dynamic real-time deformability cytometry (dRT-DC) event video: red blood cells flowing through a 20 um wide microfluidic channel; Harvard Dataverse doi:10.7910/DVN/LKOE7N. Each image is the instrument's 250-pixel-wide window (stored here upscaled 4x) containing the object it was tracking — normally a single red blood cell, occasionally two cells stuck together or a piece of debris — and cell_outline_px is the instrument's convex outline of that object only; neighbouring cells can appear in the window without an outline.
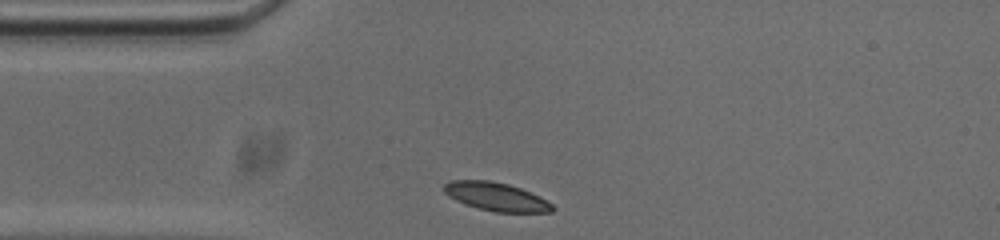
{"species": "common noctule bat (a hibernating species)", "species_latin": "Nyctalus noctula", "temperature_condition": "cold", "stored_images_in_passage": 30, "camera_frame_rate_fps": 3000, "um_per_image_px": 0.085, "animal": {"sex": "male", "body_mass_g": 20.0, "forearm_length_mm": 53.3}, "frame": {"image": 1, "passage_image": 1, "time_ms": 0.0, "image_size_px": [1000, 240], "cell_outline_px": [[556, 208], [552, 212], [496, 212], [464, 204], [448, 196], [444, 192], [444, 184], [448, 180], [488, 180], [508, 184], [520, 188], [540, 196], [552, 204]], "centroid_in_image_um": [42.17, 16.71], "position_along_channel_um": 42.8, "area_um2": 17.92}}
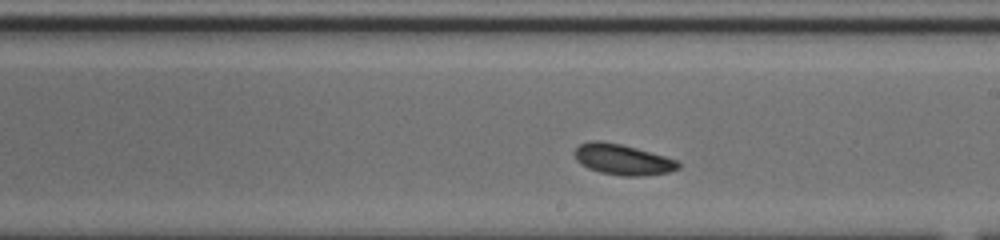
{"frame": {"image": 2, "passage_image": 18, "time_ms": 5.667, "image_size_px": [1000, 240], "cell_outline_px": [[680, 168], [668, 172], [644, 176], [620, 176], [600, 172], [588, 168], [580, 164], [576, 160], [572, 152], [580, 144], [592, 140], [600, 140], [620, 144], [636, 148], [664, 156], [676, 160], [680, 164]], "centroid_in_image_um": [52.88, 13.56], "position_along_channel_um": 236.1, "area_um2": 18.61}}
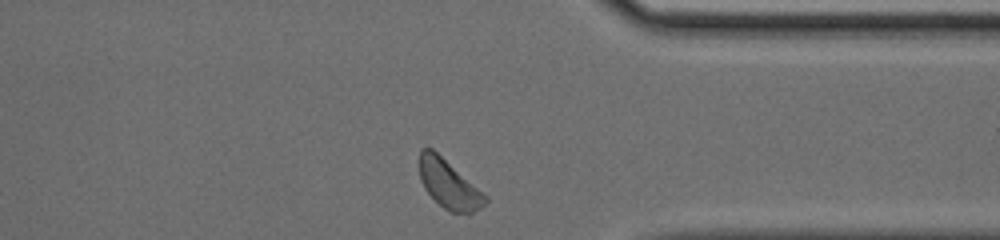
{"frame": {"image": 3, "passage_image": 30, "time_ms": 9.667, "image_size_px": [1000, 240], "cell_outline_px": [[488, 200], [480, 208], [468, 216], [448, 212], [424, 188], [420, 180], [420, 148], [432, 148], [488, 196]], "centroid_in_image_um": [38.18, 15.7], "position_along_channel_um": 373.2, "area_um2": 18.67}, "authors_computed_cell_mechanics": {"area_um2": 18.207, "velocity_mm_per_s": 3.652, "shape_relaxation_time_tau1_ms": 1.8813, "shape_relaxation_time_tau2_ms": null, "deformation_change_tau1": 0.0915, "deformation_change_tau2": null}}